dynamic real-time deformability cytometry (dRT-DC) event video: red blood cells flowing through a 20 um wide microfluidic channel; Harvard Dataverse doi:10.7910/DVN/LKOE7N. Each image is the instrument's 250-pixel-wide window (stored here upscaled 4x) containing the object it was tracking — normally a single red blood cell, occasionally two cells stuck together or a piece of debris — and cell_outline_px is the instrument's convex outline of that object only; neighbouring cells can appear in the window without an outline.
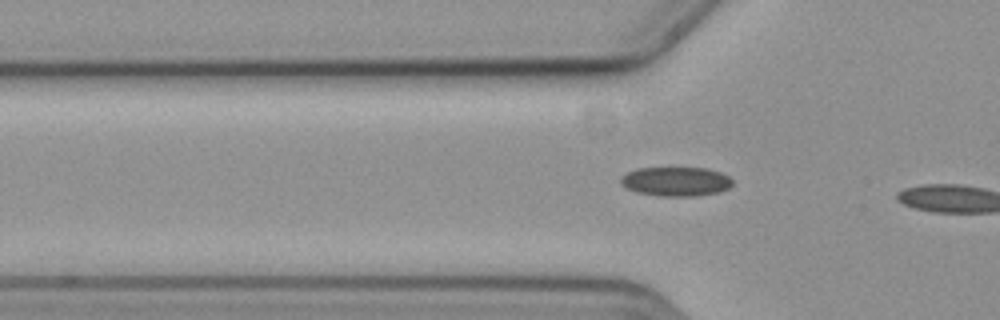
{"species": "common noctule bat (a hibernating species)", "species_latin": "Nyctalus noctula", "temperature_condition": "cold", "stored_images_in_passage": 6, "camera_frame_rate_fps": 3000, "um_per_image_px": 0.085, "animal": {"sex": "female", "body_mass_g": 19.3, "forearm_length_mm": 54.1}, "frame": {"image": 1, "passage_image": 4, "time_ms": 1.0, "image_size_px": [1000, 320], "cell_outline_px": [[732, 184], [728, 188], [720, 192], [696, 196], [660, 196], [636, 192], [620, 184], [620, 180], [628, 172], [636, 168], [708, 168], [720, 172], [728, 176], [732, 180]], "centroid_in_image_um": [57.47, 15.43], "position_along_channel_um": 68.3, "area_um2": 19.02}}